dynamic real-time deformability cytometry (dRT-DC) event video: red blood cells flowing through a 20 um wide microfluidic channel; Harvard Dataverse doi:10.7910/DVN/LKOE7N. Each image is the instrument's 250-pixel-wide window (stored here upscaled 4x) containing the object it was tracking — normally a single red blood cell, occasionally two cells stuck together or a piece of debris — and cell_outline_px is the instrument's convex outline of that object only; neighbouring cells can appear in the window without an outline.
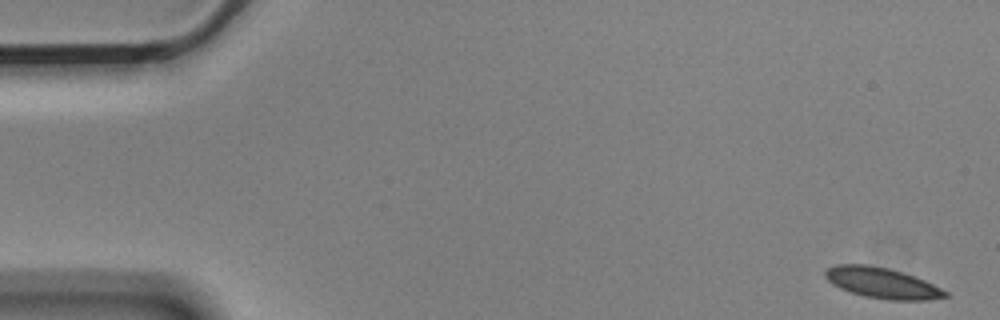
{"species": "Egyptian fruit bat (a non-hibernating species)", "species_latin": "Rousettus aegyptiacus", "temperature_condition": "cold", "stored_images_in_passage": 5, "camera_frame_rate_fps": 3000, "um_per_image_px": 0.085, "animal": {"sex": "male"}, "frame": {"image": 1, "passage_image": 1, "time_ms": 0.0, "image_size_px": [1000, 320], "cell_outline_px": [[948, 296], [928, 300], [888, 300], [864, 296], [840, 288], [832, 284], [824, 276], [824, 272], [828, 268], [836, 264], [868, 264], [888, 268], [924, 280], [948, 292]], "centroid_in_image_um": [74.95, 24.05], "position_along_channel_um": 10.1, "area_um2": 21.27}}
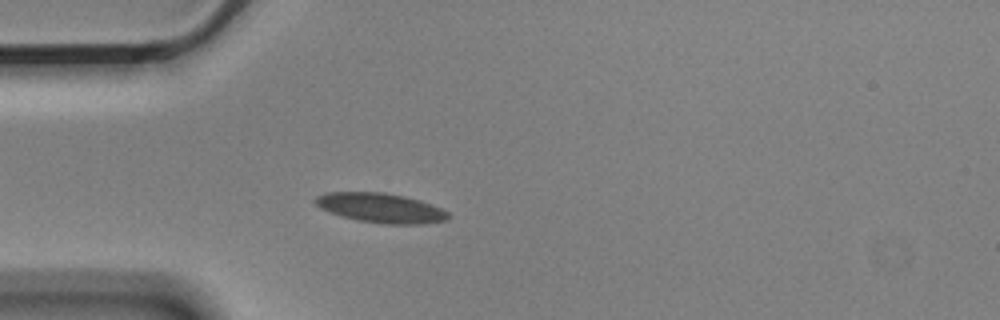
{"frame": {"image": 2, "passage_image": 5, "time_ms": 1.333, "image_size_px": [1000, 320], "cell_outline_px": [[452, 216], [448, 220], [424, 224], [384, 224], [356, 220], [340, 216], [328, 212], [320, 208], [312, 200], [316, 196], [324, 192], [384, 192], [404, 196], [420, 200], [440, 208], [448, 212]], "centroid_in_image_um": [32.34, 17.68], "position_along_channel_um": 52.7, "area_um2": 23.24}}